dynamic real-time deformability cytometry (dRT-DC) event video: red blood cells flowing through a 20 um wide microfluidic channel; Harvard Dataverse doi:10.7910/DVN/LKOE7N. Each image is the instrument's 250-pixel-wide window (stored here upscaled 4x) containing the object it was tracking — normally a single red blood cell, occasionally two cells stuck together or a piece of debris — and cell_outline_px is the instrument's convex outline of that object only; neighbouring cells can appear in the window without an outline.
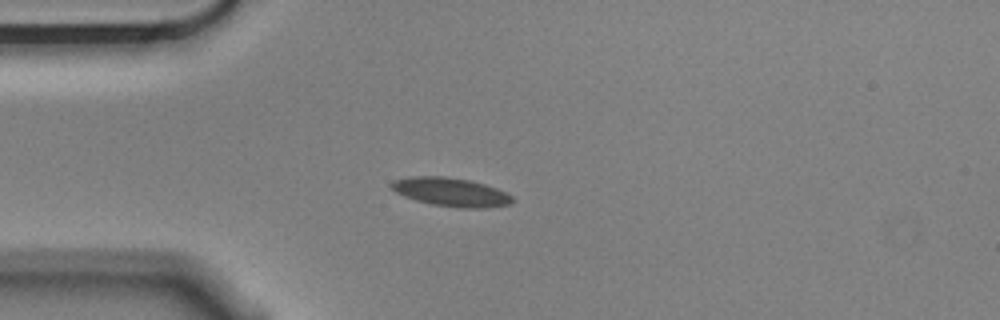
{"species": "Egyptian fruit bat (a non-hibernating species)", "species_latin": "Rousettus aegyptiacus", "temperature_condition": "cold", "stored_images_in_passage": 4, "camera_frame_rate_fps": 3000, "um_per_image_px": 0.085, "animal": {"sex": "male"}, "frame": {"image": 1, "passage_image": 4, "time_ms": 1.0, "image_size_px": [1000, 320], "cell_outline_px": [[516, 200], [512, 204], [488, 208], [460, 208], [432, 204], [416, 200], [404, 196], [396, 192], [388, 184], [392, 180], [412, 176], [444, 176], [468, 180], [484, 184], [496, 188], [512, 196]], "centroid_in_image_um": [38.34, 16.33], "position_along_channel_um": 46.7, "area_um2": 20.29}}